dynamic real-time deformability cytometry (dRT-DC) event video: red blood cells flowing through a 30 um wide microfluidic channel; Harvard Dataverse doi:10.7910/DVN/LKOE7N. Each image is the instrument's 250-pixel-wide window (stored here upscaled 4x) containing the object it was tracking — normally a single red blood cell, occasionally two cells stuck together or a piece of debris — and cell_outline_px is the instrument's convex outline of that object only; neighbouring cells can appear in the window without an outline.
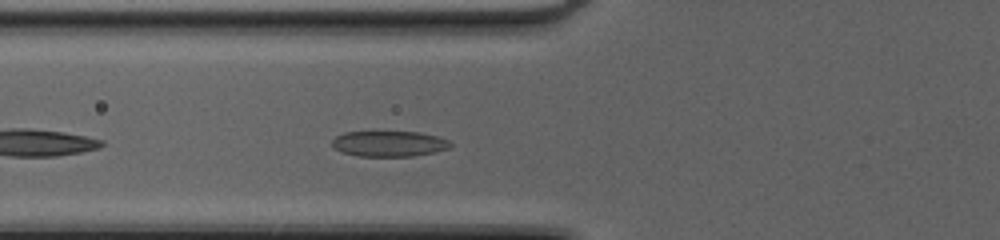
{"species": "common noctule bat (a hibernating species)", "species_latin": "Nyctalus noctula", "temperature_condition": "cold", "stored_images_in_passage": 27, "camera_frame_rate_fps": 3000, "um_per_image_px": 0.085, "animal": {"sex": "female", "body_mass_g": 20.0, "forearm_length_mm": 54.0}, "frame": {"image": 1, "passage_image": 4, "time_ms": 1.0, "image_size_px": [1000, 240], "cell_outline_px": [[452, 148], [436, 152], [412, 156], [356, 156], [340, 152], [332, 144], [332, 140], [336, 136], [344, 132], [420, 132], [436, 136], [448, 140], [452, 144]], "centroid_in_image_um": [33.09, 12.22], "position_along_channel_um": 92.7, "area_um2": 17.74}}
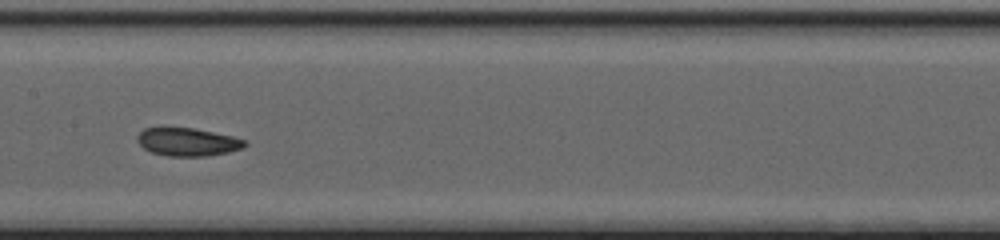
{"frame": {"image": 2, "passage_image": 11, "time_ms": 3.333, "image_size_px": [1000, 240], "cell_outline_px": [[248, 144], [244, 148], [228, 152], [204, 156], [168, 156], [152, 152], [144, 148], [136, 140], [136, 136], [144, 128], [160, 124], [192, 128], [232, 136], [248, 140]], "centroid_in_image_um": [15.9, 12.02], "position_along_channel_um": 191.5, "area_um2": 18.21}}
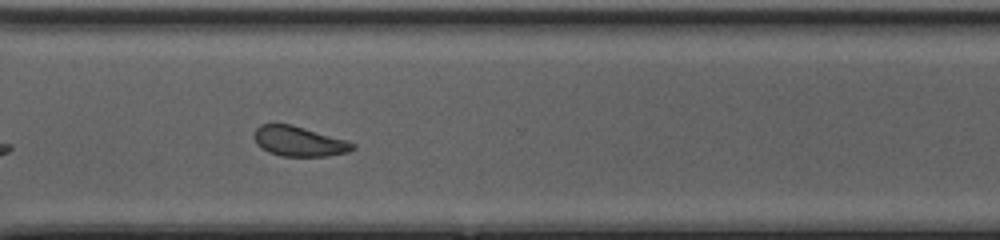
{"frame": {"image": 3, "passage_image": 22, "time_ms": 7.0, "image_size_px": [1000, 240], "cell_outline_px": [[356, 148], [348, 152], [328, 156], [280, 156], [268, 152], [260, 148], [256, 144], [252, 136], [256, 128], [260, 124], [292, 124], [344, 140], [356, 144]], "centroid_in_image_um": [25.36, 12.02], "position_along_channel_um": 345.2, "area_um2": 17.28}, "authors_computed_cell_mechanics": {"area_um2": 17.8602, "velocity_mm_per_s": 4.2047, "shape_relaxation_time_tau1_ms": 2.4897, "shape_relaxation_time_tau2_ms": 1.6517, "deformation_change_tau1": 0.1032, "deformation_change_tau2": 0.0799}}